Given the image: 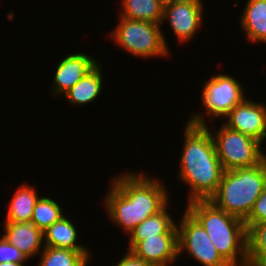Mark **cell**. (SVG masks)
Returning <instances> with one entry per match:
<instances>
[{"label":"cell","mask_w":266,"mask_h":266,"mask_svg":"<svg viewBox=\"0 0 266 266\" xmlns=\"http://www.w3.org/2000/svg\"><path fill=\"white\" fill-rule=\"evenodd\" d=\"M110 182L111 187L104 198L105 208L114 225L117 224L128 235L170 202L166 186L144 173L127 171L114 176Z\"/></svg>","instance_id":"cell-1"},{"label":"cell","mask_w":266,"mask_h":266,"mask_svg":"<svg viewBox=\"0 0 266 266\" xmlns=\"http://www.w3.org/2000/svg\"><path fill=\"white\" fill-rule=\"evenodd\" d=\"M184 144L179 159L178 178L189 186L187 202L209 200L217 191L223 175L210 131L205 126L184 127Z\"/></svg>","instance_id":"cell-2"},{"label":"cell","mask_w":266,"mask_h":266,"mask_svg":"<svg viewBox=\"0 0 266 266\" xmlns=\"http://www.w3.org/2000/svg\"><path fill=\"white\" fill-rule=\"evenodd\" d=\"M185 210L206 230L217 252L230 266H247L244 220L226 213L209 200L189 202Z\"/></svg>","instance_id":"cell-3"},{"label":"cell","mask_w":266,"mask_h":266,"mask_svg":"<svg viewBox=\"0 0 266 266\" xmlns=\"http://www.w3.org/2000/svg\"><path fill=\"white\" fill-rule=\"evenodd\" d=\"M266 188V158L252 167L224 171L217 191L209 199L228 214L245 220Z\"/></svg>","instance_id":"cell-4"},{"label":"cell","mask_w":266,"mask_h":266,"mask_svg":"<svg viewBox=\"0 0 266 266\" xmlns=\"http://www.w3.org/2000/svg\"><path fill=\"white\" fill-rule=\"evenodd\" d=\"M204 117L206 118L202 113H195L191 115L188 122L192 125L205 126L210 131L216 154L224 171L252 167L266 158L261 148L262 143L258 140L229 129L224 124H221V127L213 133Z\"/></svg>","instance_id":"cell-5"},{"label":"cell","mask_w":266,"mask_h":266,"mask_svg":"<svg viewBox=\"0 0 266 266\" xmlns=\"http://www.w3.org/2000/svg\"><path fill=\"white\" fill-rule=\"evenodd\" d=\"M110 36L121 48L136 57L148 59L170 55L165 34L158 23L120 17Z\"/></svg>","instance_id":"cell-6"},{"label":"cell","mask_w":266,"mask_h":266,"mask_svg":"<svg viewBox=\"0 0 266 266\" xmlns=\"http://www.w3.org/2000/svg\"><path fill=\"white\" fill-rule=\"evenodd\" d=\"M177 230L178 255L186 252L203 266H230L217 252L206 230L186 210Z\"/></svg>","instance_id":"cell-7"},{"label":"cell","mask_w":266,"mask_h":266,"mask_svg":"<svg viewBox=\"0 0 266 266\" xmlns=\"http://www.w3.org/2000/svg\"><path fill=\"white\" fill-rule=\"evenodd\" d=\"M202 89L201 101L207 112L205 114L213 121L215 117L224 119L231 109L246 97L242 84L226 74L213 75Z\"/></svg>","instance_id":"cell-8"},{"label":"cell","mask_w":266,"mask_h":266,"mask_svg":"<svg viewBox=\"0 0 266 266\" xmlns=\"http://www.w3.org/2000/svg\"><path fill=\"white\" fill-rule=\"evenodd\" d=\"M203 7L201 0L175 1L164 7L161 24L168 20L173 33L178 38V43H187L202 26Z\"/></svg>","instance_id":"cell-9"},{"label":"cell","mask_w":266,"mask_h":266,"mask_svg":"<svg viewBox=\"0 0 266 266\" xmlns=\"http://www.w3.org/2000/svg\"><path fill=\"white\" fill-rule=\"evenodd\" d=\"M226 118V119H225ZM222 122L229 129L248 135L259 142L266 139V105L244 98Z\"/></svg>","instance_id":"cell-10"},{"label":"cell","mask_w":266,"mask_h":266,"mask_svg":"<svg viewBox=\"0 0 266 266\" xmlns=\"http://www.w3.org/2000/svg\"><path fill=\"white\" fill-rule=\"evenodd\" d=\"M98 63L99 60L83 52H73V54L64 56L54 74V80L52 81L53 89L51 90L52 96H63Z\"/></svg>","instance_id":"cell-11"},{"label":"cell","mask_w":266,"mask_h":266,"mask_svg":"<svg viewBox=\"0 0 266 266\" xmlns=\"http://www.w3.org/2000/svg\"><path fill=\"white\" fill-rule=\"evenodd\" d=\"M154 266H169L178 259V235H157L138 242L131 250Z\"/></svg>","instance_id":"cell-12"},{"label":"cell","mask_w":266,"mask_h":266,"mask_svg":"<svg viewBox=\"0 0 266 266\" xmlns=\"http://www.w3.org/2000/svg\"><path fill=\"white\" fill-rule=\"evenodd\" d=\"M4 229L3 236L6 240L17 247L27 259L34 258L43 251V231L38 229L33 223L5 222Z\"/></svg>","instance_id":"cell-13"},{"label":"cell","mask_w":266,"mask_h":266,"mask_svg":"<svg viewBox=\"0 0 266 266\" xmlns=\"http://www.w3.org/2000/svg\"><path fill=\"white\" fill-rule=\"evenodd\" d=\"M168 205L157 214L145 219L129 233L127 250L130 251L138 242L157 235H178L177 224L168 213Z\"/></svg>","instance_id":"cell-14"},{"label":"cell","mask_w":266,"mask_h":266,"mask_svg":"<svg viewBox=\"0 0 266 266\" xmlns=\"http://www.w3.org/2000/svg\"><path fill=\"white\" fill-rule=\"evenodd\" d=\"M241 15V28L247 40L266 43V0H247Z\"/></svg>","instance_id":"cell-15"},{"label":"cell","mask_w":266,"mask_h":266,"mask_svg":"<svg viewBox=\"0 0 266 266\" xmlns=\"http://www.w3.org/2000/svg\"><path fill=\"white\" fill-rule=\"evenodd\" d=\"M101 71V65L98 63L63 96L74 106L89 104L91 101L94 102L103 89L104 80Z\"/></svg>","instance_id":"cell-16"},{"label":"cell","mask_w":266,"mask_h":266,"mask_svg":"<svg viewBox=\"0 0 266 266\" xmlns=\"http://www.w3.org/2000/svg\"><path fill=\"white\" fill-rule=\"evenodd\" d=\"M44 246L68 250H89L88 247L78 243L77 228L73 222L63 216L43 231Z\"/></svg>","instance_id":"cell-17"},{"label":"cell","mask_w":266,"mask_h":266,"mask_svg":"<svg viewBox=\"0 0 266 266\" xmlns=\"http://www.w3.org/2000/svg\"><path fill=\"white\" fill-rule=\"evenodd\" d=\"M40 196L36 189L30 185L23 184L10 200L5 222H31L33 209Z\"/></svg>","instance_id":"cell-18"},{"label":"cell","mask_w":266,"mask_h":266,"mask_svg":"<svg viewBox=\"0 0 266 266\" xmlns=\"http://www.w3.org/2000/svg\"><path fill=\"white\" fill-rule=\"evenodd\" d=\"M120 17L161 24L164 7L158 0H121Z\"/></svg>","instance_id":"cell-19"},{"label":"cell","mask_w":266,"mask_h":266,"mask_svg":"<svg viewBox=\"0 0 266 266\" xmlns=\"http://www.w3.org/2000/svg\"><path fill=\"white\" fill-rule=\"evenodd\" d=\"M89 250H68L44 246L38 266H87Z\"/></svg>","instance_id":"cell-20"},{"label":"cell","mask_w":266,"mask_h":266,"mask_svg":"<svg viewBox=\"0 0 266 266\" xmlns=\"http://www.w3.org/2000/svg\"><path fill=\"white\" fill-rule=\"evenodd\" d=\"M63 216H65L63 209L58 202L51 199V197H39L33 209L31 223L38 229L45 231Z\"/></svg>","instance_id":"cell-21"},{"label":"cell","mask_w":266,"mask_h":266,"mask_svg":"<svg viewBox=\"0 0 266 266\" xmlns=\"http://www.w3.org/2000/svg\"><path fill=\"white\" fill-rule=\"evenodd\" d=\"M247 251H266V223H254L247 229Z\"/></svg>","instance_id":"cell-22"},{"label":"cell","mask_w":266,"mask_h":266,"mask_svg":"<svg viewBox=\"0 0 266 266\" xmlns=\"http://www.w3.org/2000/svg\"><path fill=\"white\" fill-rule=\"evenodd\" d=\"M27 260L26 256L17 247L10 244L4 236H0V263H24Z\"/></svg>","instance_id":"cell-23"},{"label":"cell","mask_w":266,"mask_h":266,"mask_svg":"<svg viewBox=\"0 0 266 266\" xmlns=\"http://www.w3.org/2000/svg\"><path fill=\"white\" fill-rule=\"evenodd\" d=\"M244 223L247 229L254 223H266V188L256 200Z\"/></svg>","instance_id":"cell-24"},{"label":"cell","mask_w":266,"mask_h":266,"mask_svg":"<svg viewBox=\"0 0 266 266\" xmlns=\"http://www.w3.org/2000/svg\"><path fill=\"white\" fill-rule=\"evenodd\" d=\"M115 266H154L143 259L135 256L131 251L127 250V254L120 258V261Z\"/></svg>","instance_id":"cell-25"},{"label":"cell","mask_w":266,"mask_h":266,"mask_svg":"<svg viewBox=\"0 0 266 266\" xmlns=\"http://www.w3.org/2000/svg\"><path fill=\"white\" fill-rule=\"evenodd\" d=\"M247 266H266V251H247Z\"/></svg>","instance_id":"cell-26"},{"label":"cell","mask_w":266,"mask_h":266,"mask_svg":"<svg viewBox=\"0 0 266 266\" xmlns=\"http://www.w3.org/2000/svg\"><path fill=\"white\" fill-rule=\"evenodd\" d=\"M0 266H24L23 263L2 262Z\"/></svg>","instance_id":"cell-27"},{"label":"cell","mask_w":266,"mask_h":266,"mask_svg":"<svg viewBox=\"0 0 266 266\" xmlns=\"http://www.w3.org/2000/svg\"><path fill=\"white\" fill-rule=\"evenodd\" d=\"M160 2V4L165 7V6H168L172 3H174L175 1H178V0H158Z\"/></svg>","instance_id":"cell-28"}]
</instances>
